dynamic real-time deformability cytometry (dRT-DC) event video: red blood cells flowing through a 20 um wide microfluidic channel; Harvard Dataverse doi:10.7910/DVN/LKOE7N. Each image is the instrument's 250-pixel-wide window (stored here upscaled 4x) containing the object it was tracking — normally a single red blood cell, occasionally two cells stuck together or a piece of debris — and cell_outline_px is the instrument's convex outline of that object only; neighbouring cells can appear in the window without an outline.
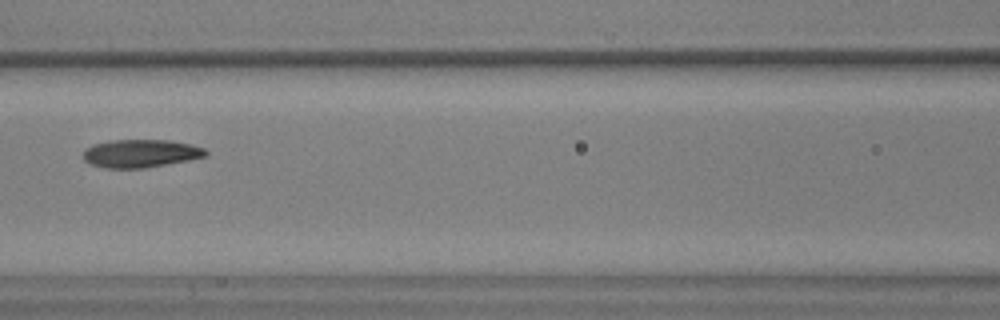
{"species": "common noctule bat (a hibernating species)", "species_latin": "Nyctalus noctula", "temperature_condition": "warm", "stored_images_in_passage": 36, "segment_of_instrument_passage": [1, 2], "camera_frame_rate_fps": 3000, "um_per_image_px": 0.085, "animal": {"sex": "male", "body_mass_g": 17.9, "forearm_length_mm": 54.2}, "frame": {"image": 1, "passage_image": 9, "time_ms": 2.667, "image_size_px": [1000, 320], "cell_outline_px": [[208, 156], [188, 160], [144, 168], [104, 168], [88, 164], [84, 160], [84, 152], [92, 144], [112, 140], [168, 140], [188, 144], [204, 148], [208, 152]], "centroid_in_image_um": [11.94, 13.05], "position_along_channel_um": 154.7, "area_um2": 19.94}}
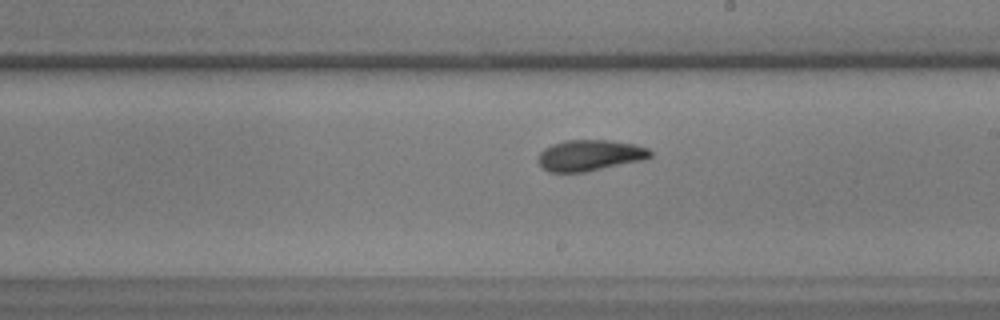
{"frame": {"image": 2, "passage_image": 15, "time_ms": 4.667, "image_size_px": [1000, 320], "cell_outline_px": [[652, 156], [644, 160], [588, 172], [548, 172], [536, 160], [540, 152], [544, 148], [552, 144], [564, 140], [608, 140], [636, 144], [648, 148], [652, 152]], "centroid_in_image_um": [50.15, 13.21], "position_along_channel_um": 238.9, "area_um2": 20.58}}
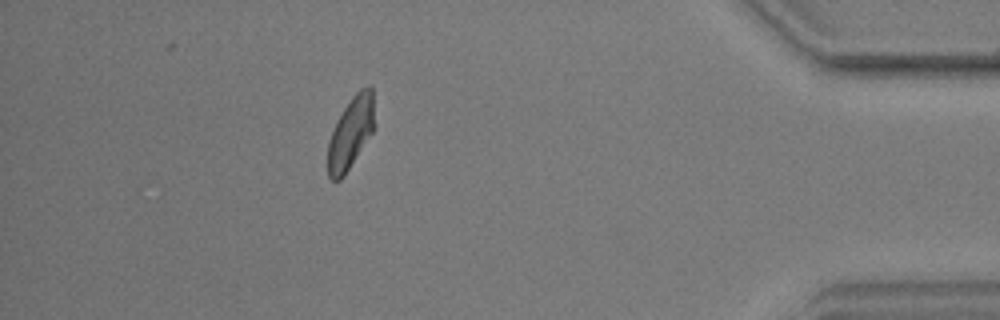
{"frame": {"image": 3, "passage_image": 30, "time_ms": 9.667, "image_size_px": [1000, 320], "cell_outline_px": [[372, 132], [344, 176], [340, 180], [332, 180], [328, 176], [328, 140], [336, 120], [352, 96], [360, 88], [368, 84], [372, 84]], "centroid_in_image_um": [29.77, 11.29], "position_along_channel_um": 405.4, "area_um2": 19.13}}